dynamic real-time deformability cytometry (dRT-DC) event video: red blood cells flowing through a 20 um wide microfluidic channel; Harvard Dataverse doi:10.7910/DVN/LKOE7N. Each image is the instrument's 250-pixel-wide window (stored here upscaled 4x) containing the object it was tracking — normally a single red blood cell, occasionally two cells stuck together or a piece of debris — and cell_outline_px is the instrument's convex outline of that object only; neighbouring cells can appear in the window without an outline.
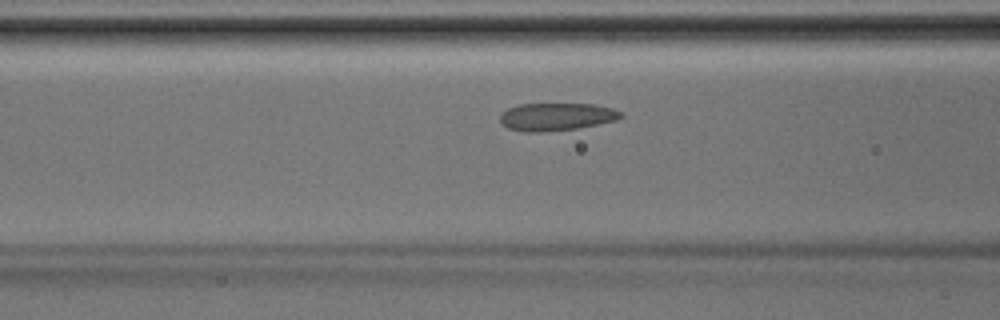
{"species": "Egyptian fruit bat (a non-hibernating species)", "species_latin": "Rousettus aegyptiacus", "temperature_condition": "room temperature", "stored_images_in_passage": 31, "camera_frame_rate_fps": 3000, "um_per_image_px": 0.085, "animal": {"sex": "male"}, "frame": {"image": 1, "passage_image": 8, "time_ms": 2.333, "image_size_px": [1000, 320], "cell_outline_px": [[624, 116], [616, 120], [576, 128], [540, 132], [524, 132], [508, 128], [500, 120], [500, 116], [508, 108], [520, 104], [592, 104], [612, 108], [620, 112]], "centroid_in_image_um": [47.29, 9.92], "position_along_channel_um": 119.3, "area_um2": 19.19}}
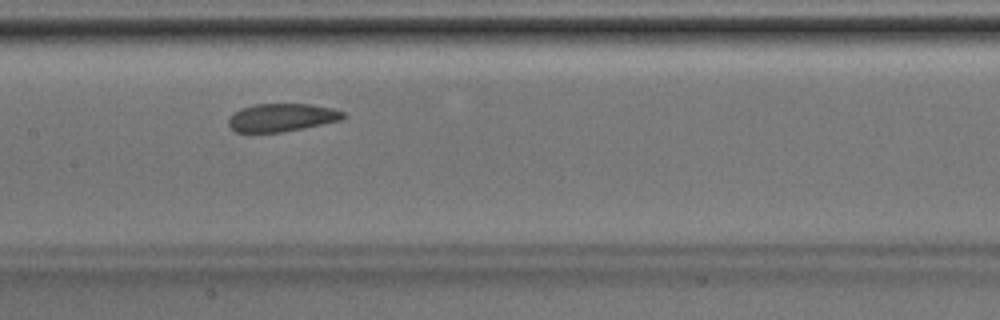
{"frame": {"image": 2, "passage_image": 12, "time_ms": 3.667, "image_size_px": [1000, 320], "cell_outline_px": [[344, 116], [340, 120], [304, 128], [280, 132], [236, 132], [228, 124], [228, 120], [232, 112], [240, 108], [252, 104], [308, 104], [332, 108], [344, 112]], "centroid_in_image_um": [23.9, 9.98], "position_along_channel_um": 183.5, "area_um2": 18.67}}
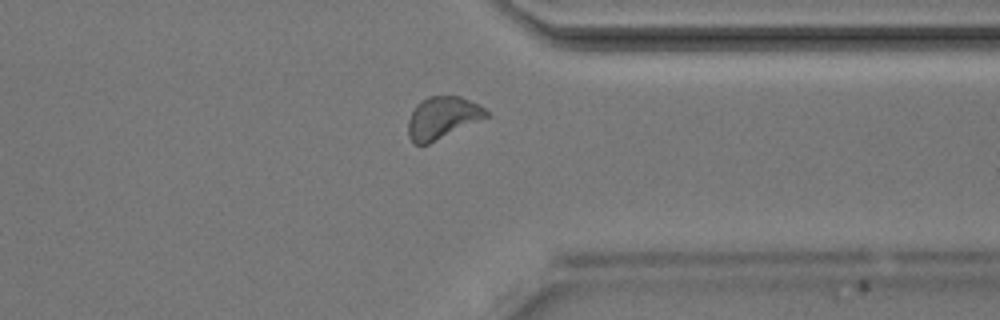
{"frame": {"image": 3, "passage_image": 24, "time_ms": 7.667, "image_size_px": [1000, 320], "cell_outline_px": [[492, 116], [428, 144], [412, 144], [408, 136], [408, 120], [416, 104], [420, 100], [428, 96], [460, 96], [480, 104]], "centroid_in_image_um": [37.63, 10.01], "position_along_channel_um": 373.8, "area_um2": 19.54}}